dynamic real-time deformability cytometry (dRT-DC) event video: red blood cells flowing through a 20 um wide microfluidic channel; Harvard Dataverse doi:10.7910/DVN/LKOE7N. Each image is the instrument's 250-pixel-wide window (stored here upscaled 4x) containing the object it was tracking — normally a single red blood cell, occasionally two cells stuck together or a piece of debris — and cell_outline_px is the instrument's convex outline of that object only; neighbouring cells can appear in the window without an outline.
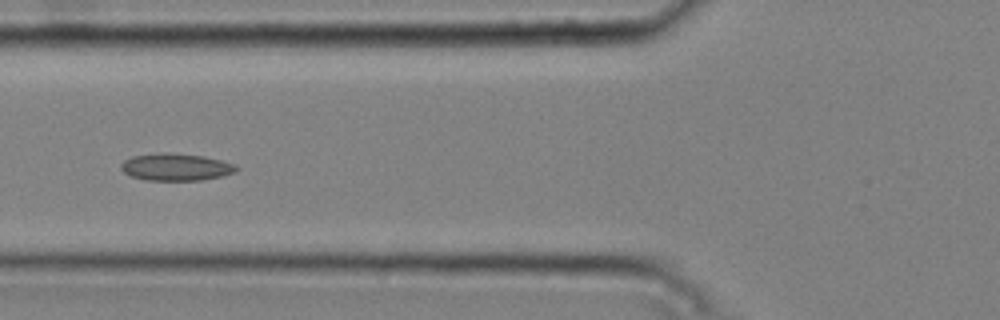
{"species": "common noctule bat (a hibernating species)", "species_latin": "Nyctalus noctula", "temperature_condition": "cold", "stored_images_in_passage": 8, "camera_frame_rate_fps": 3000, "um_per_image_px": 0.085, "animal": {"sex": "male", "body_mass_g": 20.4}, "frame": {"image": 1, "passage_image": 6, "time_ms": 1.667, "image_size_px": [1000, 320], "cell_outline_px": [[240, 168], [236, 172], [220, 176], [200, 180], [148, 180], [132, 176], [124, 172], [120, 168], [120, 164], [124, 160], [132, 156], [164, 152], [168, 152], [204, 156], [236, 164]], "centroid_in_image_um": [14.97, 14.19], "position_along_channel_um": 110.8, "area_um2": 18.26}}
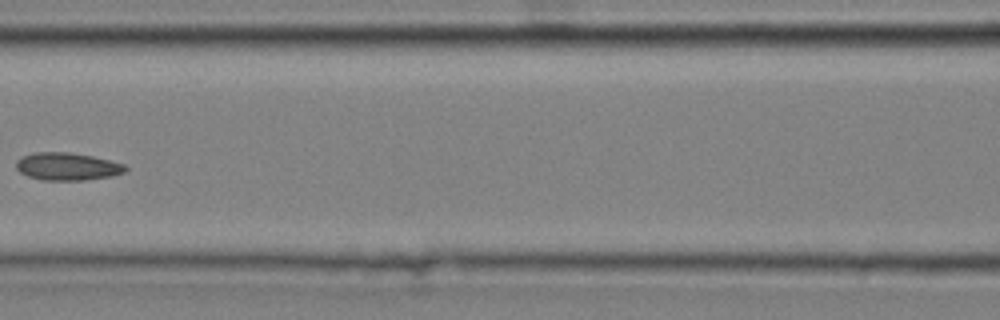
{"frame": {"image": 2, "passage_image": 7, "time_ms": 2.0, "image_size_px": [1000, 320], "cell_outline_px": [[128, 168], [124, 172], [112, 176], [84, 180], [44, 180], [28, 176], [20, 172], [16, 168], [16, 160], [20, 156], [32, 152], [68, 152], [92, 156], [124, 164]], "centroid_in_image_um": [5.68, 14.14], "position_along_channel_um": 160.9, "area_um2": 17.63}}
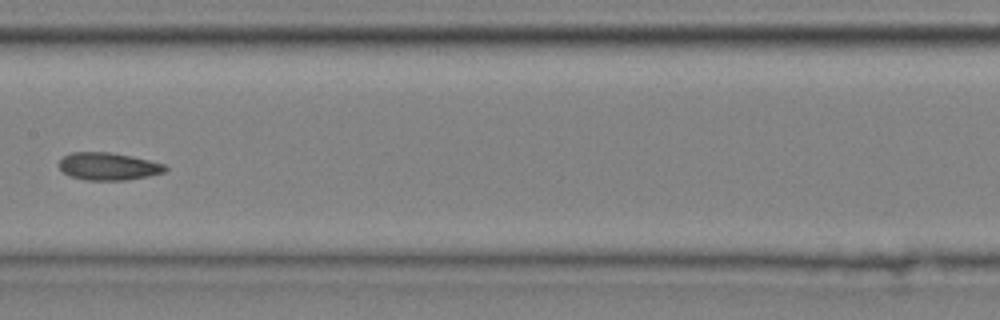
{"frame": {"image": 3, "passage_image": 8, "time_ms": 2.333, "image_size_px": [1000, 320], "cell_outline_px": [[168, 168], [164, 172], [148, 176], [128, 180], [88, 180], [72, 176], [64, 172], [60, 168], [60, 160], [64, 156], [72, 152], [112, 152], [132, 156], [164, 164]], "centroid_in_image_um": [9.23, 14.13], "position_along_channel_um": 198.2, "area_um2": 16.88}}